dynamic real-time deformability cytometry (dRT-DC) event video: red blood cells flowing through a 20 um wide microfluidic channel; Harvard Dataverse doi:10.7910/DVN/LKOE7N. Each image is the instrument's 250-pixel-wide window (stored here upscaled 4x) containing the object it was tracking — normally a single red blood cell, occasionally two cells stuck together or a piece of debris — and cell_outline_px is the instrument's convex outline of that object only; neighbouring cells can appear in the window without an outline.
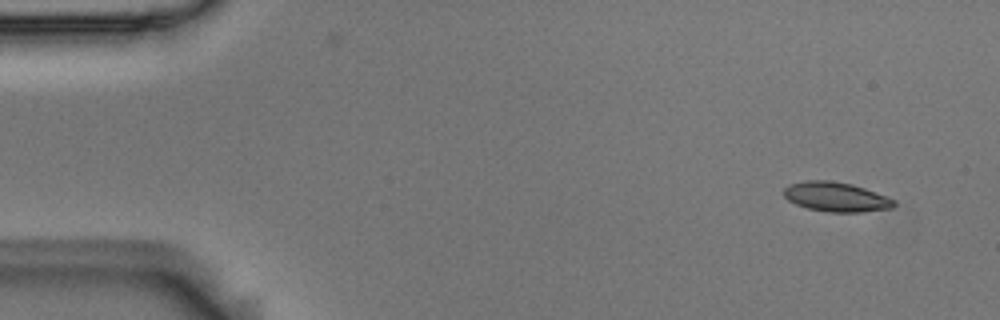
{"species": "Egyptian fruit bat (a non-hibernating species)", "species_latin": "Rousettus aegyptiacus", "temperature_condition": "room temperature", "stored_images_in_passage": 4, "camera_frame_rate_fps": 3000, "um_per_image_px": 0.085, "animal": {"sex": "male"}, "frame": {"image": 1, "passage_image": 1, "time_ms": 0.0, "image_size_px": [1000, 320], "cell_outline_px": [[896, 204], [892, 208], [860, 212], [828, 212], [808, 208], [796, 204], [788, 200], [784, 196], [784, 188], [788, 184], [804, 180], [832, 180], [852, 184], [876, 192], [896, 200]], "centroid_in_image_um": [71.06, 16.72], "position_along_channel_um": 13.9, "area_um2": 19.07}}
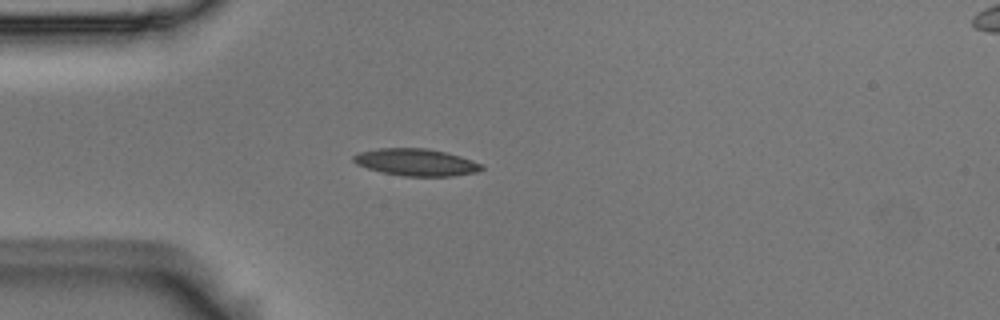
{"frame": {"image": 2, "passage_image": 4, "time_ms": 1.0, "image_size_px": [1000, 320], "cell_outline_px": [[484, 168], [476, 172], [452, 176], [404, 176], [384, 172], [368, 168], [356, 164], [352, 160], [352, 156], [360, 152], [376, 148], [428, 148], [460, 156], [484, 164]], "centroid_in_image_um": [35.37, 13.78], "position_along_channel_um": 49.6, "area_um2": 20.17}}